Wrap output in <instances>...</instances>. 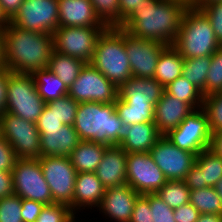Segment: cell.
Segmentation results:
<instances>
[{"label":"cell","mask_w":222,"mask_h":222,"mask_svg":"<svg viewBox=\"0 0 222 222\" xmlns=\"http://www.w3.org/2000/svg\"><path fill=\"white\" fill-rule=\"evenodd\" d=\"M21 217L23 222H36L44 204L30 199H22Z\"/></svg>","instance_id":"obj_45"},{"label":"cell","mask_w":222,"mask_h":222,"mask_svg":"<svg viewBox=\"0 0 222 222\" xmlns=\"http://www.w3.org/2000/svg\"><path fill=\"white\" fill-rule=\"evenodd\" d=\"M38 94L45 103L68 95V88L48 68L37 70L33 74Z\"/></svg>","instance_id":"obj_30"},{"label":"cell","mask_w":222,"mask_h":222,"mask_svg":"<svg viewBox=\"0 0 222 222\" xmlns=\"http://www.w3.org/2000/svg\"><path fill=\"white\" fill-rule=\"evenodd\" d=\"M213 1H220V0H196V2L191 7L200 9L204 5H207Z\"/></svg>","instance_id":"obj_56"},{"label":"cell","mask_w":222,"mask_h":222,"mask_svg":"<svg viewBox=\"0 0 222 222\" xmlns=\"http://www.w3.org/2000/svg\"><path fill=\"white\" fill-rule=\"evenodd\" d=\"M200 212L189 202L174 209L176 222H197Z\"/></svg>","instance_id":"obj_47"},{"label":"cell","mask_w":222,"mask_h":222,"mask_svg":"<svg viewBox=\"0 0 222 222\" xmlns=\"http://www.w3.org/2000/svg\"><path fill=\"white\" fill-rule=\"evenodd\" d=\"M40 157L66 156L78 146L81 141L74 126L63 125L61 129L39 130Z\"/></svg>","instance_id":"obj_22"},{"label":"cell","mask_w":222,"mask_h":222,"mask_svg":"<svg viewBox=\"0 0 222 222\" xmlns=\"http://www.w3.org/2000/svg\"><path fill=\"white\" fill-rule=\"evenodd\" d=\"M80 140L119 145L124 135L123 125L115 104L81 102L73 123Z\"/></svg>","instance_id":"obj_3"},{"label":"cell","mask_w":222,"mask_h":222,"mask_svg":"<svg viewBox=\"0 0 222 222\" xmlns=\"http://www.w3.org/2000/svg\"><path fill=\"white\" fill-rule=\"evenodd\" d=\"M211 135L207 116L203 109L199 108L165 136L178 148L199 154L209 148Z\"/></svg>","instance_id":"obj_13"},{"label":"cell","mask_w":222,"mask_h":222,"mask_svg":"<svg viewBox=\"0 0 222 222\" xmlns=\"http://www.w3.org/2000/svg\"><path fill=\"white\" fill-rule=\"evenodd\" d=\"M211 56L186 58L183 64V77L201 92L206 87V77L210 69Z\"/></svg>","instance_id":"obj_33"},{"label":"cell","mask_w":222,"mask_h":222,"mask_svg":"<svg viewBox=\"0 0 222 222\" xmlns=\"http://www.w3.org/2000/svg\"><path fill=\"white\" fill-rule=\"evenodd\" d=\"M21 205L22 198L15 194L0 199V222H23Z\"/></svg>","instance_id":"obj_40"},{"label":"cell","mask_w":222,"mask_h":222,"mask_svg":"<svg viewBox=\"0 0 222 222\" xmlns=\"http://www.w3.org/2000/svg\"><path fill=\"white\" fill-rule=\"evenodd\" d=\"M156 195L162 199L170 208H177L190 201V189L183 180H168Z\"/></svg>","instance_id":"obj_34"},{"label":"cell","mask_w":222,"mask_h":222,"mask_svg":"<svg viewBox=\"0 0 222 222\" xmlns=\"http://www.w3.org/2000/svg\"><path fill=\"white\" fill-rule=\"evenodd\" d=\"M68 95L78 103H115L118 87L90 63H85L77 79L68 88Z\"/></svg>","instance_id":"obj_9"},{"label":"cell","mask_w":222,"mask_h":222,"mask_svg":"<svg viewBox=\"0 0 222 222\" xmlns=\"http://www.w3.org/2000/svg\"><path fill=\"white\" fill-rule=\"evenodd\" d=\"M10 23L20 29L53 34L59 27L58 0H24Z\"/></svg>","instance_id":"obj_12"},{"label":"cell","mask_w":222,"mask_h":222,"mask_svg":"<svg viewBox=\"0 0 222 222\" xmlns=\"http://www.w3.org/2000/svg\"><path fill=\"white\" fill-rule=\"evenodd\" d=\"M8 69L0 68V115L6 109Z\"/></svg>","instance_id":"obj_50"},{"label":"cell","mask_w":222,"mask_h":222,"mask_svg":"<svg viewBox=\"0 0 222 222\" xmlns=\"http://www.w3.org/2000/svg\"><path fill=\"white\" fill-rule=\"evenodd\" d=\"M18 160L11 144L0 136V171L12 172Z\"/></svg>","instance_id":"obj_43"},{"label":"cell","mask_w":222,"mask_h":222,"mask_svg":"<svg viewBox=\"0 0 222 222\" xmlns=\"http://www.w3.org/2000/svg\"><path fill=\"white\" fill-rule=\"evenodd\" d=\"M179 1H183L188 6H192L196 2V0H179Z\"/></svg>","instance_id":"obj_58"},{"label":"cell","mask_w":222,"mask_h":222,"mask_svg":"<svg viewBox=\"0 0 222 222\" xmlns=\"http://www.w3.org/2000/svg\"><path fill=\"white\" fill-rule=\"evenodd\" d=\"M10 23V20L5 16L0 4V27L3 29Z\"/></svg>","instance_id":"obj_55"},{"label":"cell","mask_w":222,"mask_h":222,"mask_svg":"<svg viewBox=\"0 0 222 222\" xmlns=\"http://www.w3.org/2000/svg\"><path fill=\"white\" fill-rule=\"evenodd\" d=\"M200 10L209 19L216 40L222 46V0L204 5Z\"/></svg>","instance_id":"obj_42"},{"label":"cell","mask_w":222,"mask_h":222,"mask_svg":"<svg viewBox=\"0 0 222 222\" xmlns=\"http://www.w3.org/2000/svg\"><path fill=\"white\" fill-rule=\"evenodd\" d=\"M195 109L186 102L178 100L165 91L155 104L154 123L161 135L176 129L178 125Z\"/></svg>","instance_id":"obj_20"},{"label":"cell","mask_w":222,"mask_h":222,"mask_svg":"<svg viewBox=\"0 0 222 222\" xmlns=\"http://www.w3.org/2000/svg\"><path fill=\"white\" fill-rule=\"evenodd\" d=\"M38 130H47V129H61L64 125L60 122V119L54 114L53 111H50L49 108L45 105L41 115L37 121Z\"/></svg>","instance_id":"obj_46"},{"label":"cell","mask_w":222,"mask_h":222,"mask_svg":"<svg viewBox=\"0 0 222 222\" xmlns=\"http://www.w3.org/2000/svg\"><path fill=\"white\" fill-rule=\"evenodd\" d=\"M200 214H221L222 200L214 187L190 190L189 201Z\"/></svg>","instance_id":"obj_32"},{"label":"cell","mask_w":222,"mask_h":222,"mask_svg":"<svg viewBox=\"0 0 222 222\" xmlns=\"http://www.w3.org/2000/svg\"><path fill=\"white\" fill-rule=\"evenodd\" d=\"M44 178L50 188L53 202L65 204L73 212V194L77 172L66 156L40 157Z\"/></svg>","instance_id":"obj_10"},{"label":"cell","mask_w":222,"mask_h":222,"mask_svg":"<svg viewBox=\"0 0 222 222\" xmlns=\"http://www.w3.org/2000/svg\"><path fill=\"white\" fill-rule=\"evenodd\" d=\"M126 180L138 194H155L168 180L150 152L128 153Z\"/></svg>","instance_id":"obj_14"},{"label":"cell","mask_w":222,"mask_h":222,"mask_svg":"<svg viewBox=\"0 0 222 222\" xmlns=\"http://www.w3.org/2000/svg\"><path fill=\"white\" fill-rule=\"evenodd\" d=\"M104 193L105 187L95 172L77 173L73 194V213L83 222L87 218L86 216L93 214L100 205ZM86 211H90L89 214Z\"/></svg>","instance_id":"obj_18"},{"label":"cell","mask_w":222,"mask_h":222,"mask_svg":"<svg viewBox=\"0 0 222 222\" xmlns=\"http://www.w3.org/2000/svg\"><path fill=\"white\" fill-rule=\"evenodd\" d=\"M202 109L209 121L211 133L222 131V92L203 97Z\"/></svg>","instance_id":"obj_35"},{"label":"cell","mask_w":222,"mask_h":222,"mask_svg":"<svg viewBox=\"0 0 222 222\" xmlns=\"http://www.w3.org/2000/svg\"><path fill=\"white\" fill-rule=\"evenodd\" d=\"M0 136L14 149L18 159L40 158V133L37 124L9 112L0 115Z\"/></svg>","instance_id":"obj_7"},{"label":"cell","mask_w":222,"mask_h":222,"mask_svg":"<svg viewBox=\"0 0 222 222\" xmlns=\"http://www.w3.org/2000/svg\"><path fill=\"white\" fill-rule=\"evenodd\" d=\"M156 165L167 180H184L195 164L197 154L178 148L162 135L150 150Z\"/></svg>","instance_id":"obj_15"},{"label":"cell","mask_w":222,"mask_h":222,"mask_svg":"<svg viewBox=\"0 0 222 222\" xmlns=\"http://www.w3.org/2000/svg\"><path fill=\"white\" fill-rule=\"evenodd\" d=\"M150 204L152 210V221L154 222H176L174 209L170 208L162 199L155 194L143 195Z\"/></svg>","instance_id":"obj_41"},{"label":"cell","mask_w":222,"mask_h":222,"mask_svg":"<svg viewBox=\"0 0 222 222\" xmlns=\"http://www.w3.org/2000/svg\"><path fill=\"white\" fill-rule=\"evenodd\" d=\"M117 87L132 77L124 29L108 27L99 37L90 63Z\"/></svg>","instance_id":"obj_5"},{"label":"cell","mask_w":222,"mask_h":222,"mask_svg":"<svg viewBox=\"0 0 222 222\" xmlns=\"http://www.w3.org/2000/svg\"><path fill=\"white\" fill-rule=\"evenodd\" d=\"M14 194L22 199L53 204V197L38 158L18 159L12 169Z\"/></svg>","instance_id":"obj_11"},{"label":"cell","mask_w":222,"mask_h":222,"mask_svg":"<svg viewBox=\"0 0 222 222\" xmlns=\"http://www.w3.org/2000/svg\"><path fill=\"white\" fill-rule=\"evenodd\" d=\"M3 33L4 63L10 72L33 74L48 68L54 50L52 34L20 29L11 23Z\"/></svg>","instance_id":"obj_2"},{"label":"cell","mask_w":222,"mask_h":222,"mask_svg":"<svg viewBox=\"0 0 222 222\" xmlns=\"http://www.w3.org/2000/svg\"><path fill=\"white\" fill-rule=\"evenodd\" d=\"M161 136L154 122L128 125L119 146L127 153L150 152Z\"/></svg>","instance_id":"obj_25"},{"label":"cell","mask_w":222,"mask_h":222,"mask_svg":"<svg viewBox=\"0 0 222 222\" xmlns=\"http://www.w3.org/2000/svg\"><path fill=\"white\" fill-rule=\"evenodd\" d=\"M4 33L3 29L0 30V68L5 67L4 63Z\"/></svg>","instance_id":"obj_54"},{"label":"cell","mask_w":222,"mask_h":222,"mask_svg":"<svg viewBox=\"0 0 222 222\" xmlns=\"http://www.w3.org/2000/svg\"><path fill=\"white\" fill-rule=\"evenodd\" d=\"M45 105L38 94L32 74L13 73L8 70L5 112L37 123Z\"/></svg>","instance_id":"obj_6"},{"label":"cell","mask_w":222,"mask_h":222,"mask_svg":"<svg viewBox=\"0 0 222 222\" xmlns=\"http://www.w3.org/2000/svg\"><path fill=\"white\" fill-rule=\"evenodd\" d=\"M116 112L123 125L154 122L155 106L149 102H124L117 98L115 101Z\"/></svg>","instance_id":"obj_28"},{"label":"cell","mask_w":222,"mask_h":222,"mask_svg":"<svg viewBox=\"0 0 222 222\" xmlns=\"http://www.w3.org/2000/svg\"><path fill=\"white\" fill-rule=\"evenodd\" d=\"M24 0H0L1 8L5 16L11 20L20 9Z\"/></svg>","instance_id":"obj_51"},{"label":"cell","mask_w":222,"mask_h":222,"mask_svg":"<svg viewBox=\"0 0 222 222\" xmlns=\"http://www.w3.org/2000/svg\"><path fill=\"white\" fill-rule=\"evenodd\" d=\"M139 196L140 194L128 184L106 188L100 205L93 213L97 216L96 213L99 212L98 218L102 215L104 222H130L134 204ZM98 218L87 217L83 222H102L100 219L97 221Z\"/></svg>","instance_id":"obj_16"},{"label":"cell","mask_w":222,"mask_h":222,"mask_svg":"<svg viewBox=\"0 0 222 222\" xmlns=\"http://www.w3.org/2000/svg\"><path fill=\"white\" fill-rule=\"evenodd\" d=\"M222 92V46L211 56L210 69L206 77V87L201 92L203 97Z\"/></svg>","instance_id":"obj_37"},{"label":"cell","mask_w":222,"mask_h":222,"mask_svg":"<svg viewBox=\"0 0 222 222\" xmlns=\"http://www.w3.org/2000/svg\"><path fill=\"white\" fill-rule=\"evenodd\" d=\"M130 222H154L149 201L143 195H140L134 204Z\"/></svg>","instance_id":"obj_44"},{"label":"cell","mask_w":222,"mask_h":222,"mask_svg":"<svg viewBox=\"0 0 222 222\" xmlns=\"http://www.w3.org/2000/svg\"><path fill=\"white\" fill-rule=\"evenodd\" d=\"M107 147L103 143L81 140L69 156L76 172H95Z\"/></svg>","instance_id":"obj_26"},{"label":"cell","mask_w":222,"mask_h":222,"mask_svg":"<svg viewBox=\"0 0 222 222\" xmlns=\"http://www.w3.org/2000/svg\"><path fill=\"white\" fill-rule=\"evenodd\" d=\"M188 7L179 0H151L146 7L134 10L122 22L120 28L134 37L171 46Z\"/></svg>","instance_id":"obj_1"},{"label":"cell","mask_w":222,"mask_h":222,"mask_svg":"<svg viewBox=\"0 0 222 222\" xmlns=\"http://www.w3.org/2000/svg\"><path fill=\"white\" fill-rule=\"evenodd\" d=\"M208 149L222 158V131L212 133Z\"/></svg>","instance_id":"obj_52"},{"label":"cell","mask_w":222,"mask_h":222,"mask_svg":"<svg viewBox=\"0 0 222 222\" xmlns=\"http://www.w3.org/2000/svg\"><path fill=\"white\" fill-rule=\"evenodd\" d=\"M14 195L12 172L0 171V199Z\"/></svg>","instance_id":"obj_49"},{"label":"cell","mask_w":222,"mask_h":222,"mask_svg":"<svg viewBox=\"0 0 222 222\" xmlns=\"http://www.w3.org/2000/svg\"><path fill=\"white\" fill-rule=\"evenodd\" d=\"M197 222H222L221 214H200Z\"/></svg>","instance_id":"obj_53"},{"label":"cell","mask_w":222,"mask_h":222,"mask_svg":"<svg viewBox=\"0 0 222 222\" xmlns=\"http://www.w3.org/2000/svg\"><path fill=\"white\" fill-rule=\"evenodd\" d=\"M184 58L171 45L167 46L160 54L155 68L154 79L163 87L182 76Z\"/></svg>","instance_id":"obj_27"},{"label":"cell","mask_w":222,"mask_h":222,"mask_svg":"<svg viewBox=\"0 0 222 222\" xmlns=\"http://www.w3.org/2000/svg\"><path fill=\"white\" fill-rule=\"evenodd\" d=\"M59 27H107L97 17L90 0H58Z\"/></svg>","instance_id":"obj_23"},{"label":"cell","mask_w":222,"mask_h":222,"mask_svg":"<svg viewBox=\"0 0 222 222\" xmlns=\"http://www.w3.org/2000/svg\"><path fill=\"white\" fill-rule=\"evenodd\" d=\"M151 0H119L120 26L134 11L146 7Z\"/></svg>","instance_id":"obj_48"},{"label":"cell","mask_w":222,"mask_h":222,"mask_svg":"<svg viewBox=\"0 0 222 222\" xmlns=\"http://www.w3.org/2000/svg\"><path fill=\"white\" fill-rule=\"evenodd\" d=\"M164 91L154 78L131 77L118 87V98L124 102H149L155 106Z\"/></svg>","instance_id":"obj_24"},{"label":"cell","mask_w":222,"mask_h":222,"mask_svg":"<svg viewBox=\"0 0 222 222\" xmlns=\"http://www.w3.org/2000/svg\"><path fill=\"white\" fill-rule=\"evenodd\" d=\"M36 222H82L70 209L61 203L44 205Z\"/></svg>","instance_id":"obj_39"},{"label":"cell","mask_w":222,"mask_h":222,"mask_svg":"<svg viewBox=\"0 0 222 222\" xmlns=\"http://www.w3.org/2000/svg\"><path fill=\"white\" fill-rule=\"evenodd\" d=\"M222 178V158L210 149L196 156L195 164L183 180L190 190L214 187Z\"/></svg>","instance_id":"obj_19"},{"label":"cell","mask_w":222,"mask_h":222,"mask_svg":"<svg viewBox=\"0 0 222 222\" xmlns=\"http://www.w3.org/2000/svg\"><path fill=\"white\" fill-rule=\"evenodd\" d=\"M124 44L131 66L132 77L153 78L165 44L132 36L124 30Z\"/></svg>","instance_id":"obj_17"},{"label":"cell","mask_w":222,"mask_h":222,"mask_svg":"<svg viewBox=\"0 0 222 222\" xmlns=\"http://www.w3.org/2000/svg\"><path fill=\"white\" fill-rule=\"evenodd\" d=\"M127 154L119 145H112L106 148L102 160L95 171L96 176L105 189L127 184Z\"/></svg>","instance_id":"obj_21"},{"label":"cell","mask_w":222,"mask_h":222,"mask_svg":"<svg viewBox=\"0 0 222 222\" xmlns=\"http://www.w3.org/2000/svg\"><path fill=\"white\" fill-rule=\"evenodd\" d=\"M164 90L178 100L189 103L194 109L202 108L203 95L201 91L182 76L169 83Z\"/></svg>","instance_id":"obj_31"},{"label":"cell","mask_w":222,"mask_h":222,"mask_svg":"<svg viewBox=\"0 0 222 222\" xmlns=\"http://www.w3.org/2000/svg\"><path fill=\"white\" fill-rule=\"evenodd\" d=\"M79 103L69 95L49 101L46 106L60 119L64 125L73 126Z\"/></svg>","instance_id":"obj_38"},{"label":"cell","mask_w":222,"mask_h":222,"mask_svg":"<svg viewBox=\"0 0 222 222\" xmlns=\"http://www.w3.org/2000/svg\"><path fill=\"white\" fill-rule=\"evenodd\" d=\"M172 46L186 59L212 56L221 45L206 15L200 9L189 6Z\"/></svg>","instance_id":"obj_4"},{"label":"cell","mask_w":222,"mask_h":222,"mask_svg":"<svg viewBox=\"0 0 222 222\" xmlns=\"http://www.w3.org/2000/svg\"><path fill=\"white\" fill-rule=\"evenodd\" d=\"M214 188L222 200V178L217 182V184L214 186Z\"/></svg>","instance_id":"obj_57"},{"label":"cell","mask_w":222,"mask_h":222,"mask_svg":"<svg viewBox=\"0 0 222 222\" xmlns=\"http://www.w3.org/2000/svg\"><path fill=\"white\" fill-rule=\"evenodd\" d=\"M100 21L107 27H120L119 0H90Z\"/></svg>","instance_id":"obj_36"},{"label":"cell","mask_w":222,"mask_h":222,"mask_svg":"<svg viewBox=\"0 0 222 222\" xmlns=\"http://www.w3.org/2000/svg\"><path fill=\"white\" fill-rule=\"evenodd\" d=\"M85 65L82 60L52 51L48 69L53 72L69 88L77 79L80 70Z\"/></svg>","instance_id":"obj_29"},{"label":"cell","mask_w":222,"mask_h":222,"mask_svg":"<svg viewBox=\"0 0 222 222\" xmlns=\"http://www.w3.org/2000/svg\"><path fill=\"white\" fill-rule=\"evenodd\" d=\"M108 27H58L53 35L54 51L91 63L97 41Z\"/></svg>","instance_id":"obj_8"}]
</instances>
